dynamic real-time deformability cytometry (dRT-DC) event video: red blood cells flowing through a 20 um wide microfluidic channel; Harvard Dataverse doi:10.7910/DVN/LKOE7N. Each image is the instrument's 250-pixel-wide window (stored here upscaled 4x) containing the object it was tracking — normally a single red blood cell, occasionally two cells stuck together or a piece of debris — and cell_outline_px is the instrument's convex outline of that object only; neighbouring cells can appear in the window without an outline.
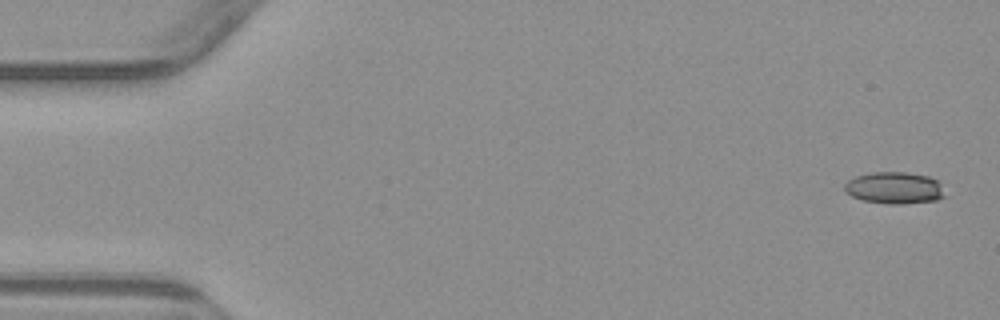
{"species": "common noctule bat (a hibernating species)", "species_latin": "Nyctalus noctula", "temperature_condition": "warm", "stored_images_in_passage": 5, "camera_frame_rate_fps": 3000, "um_per_image_px": 0.085, "animal": {"sex": "male", "body_mass_g": 23.1, "forearm_length_mm": 52.7}, "frame": {"image": 1, "passage_image": 1, "time_ms": 0.0, "image_size_px": [1000, 320], "cell_outline_px": [[948, 196], [936, 200], [900, 204], [888, 204], [860, 200], [844, 192], [844, 184], [848, 180], [856, 176], [872, 172], [904, 172], [928, 176], [940, 180]], "centroid_in_image_um": [76.06, 15.97], "position_along_channel_um": 8.9, "area_um2": 19.02}}
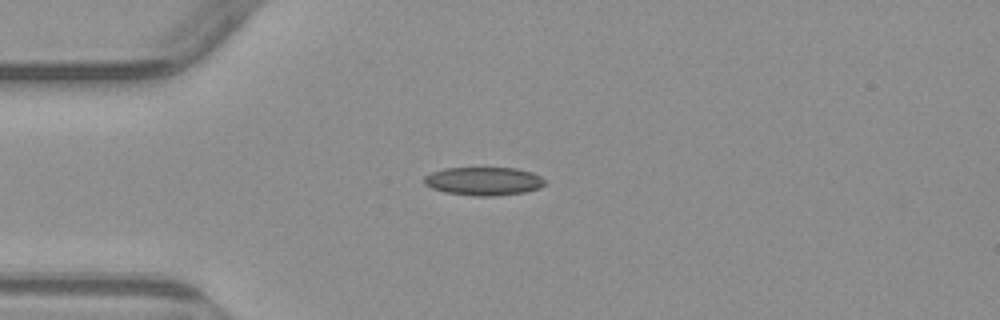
{"frame": {"image": 2, "passage_image": 4, "time_ms": 4.0, "image_size_px": [1000, 320], "cell_outline_px": [[544, 184], [540, 188], [524, 192], [492, 196], [472, 196], [444, 192], [432, 188], [424, 184], [424, 176], [432, 172], [444, 168], [516, 168], [532, 172], [540, 176], [544, 180]], "centroid_in_image_um": [41.09, 15.4], "position_along_channel_um": 43.9, "area_um2": 19.94}}
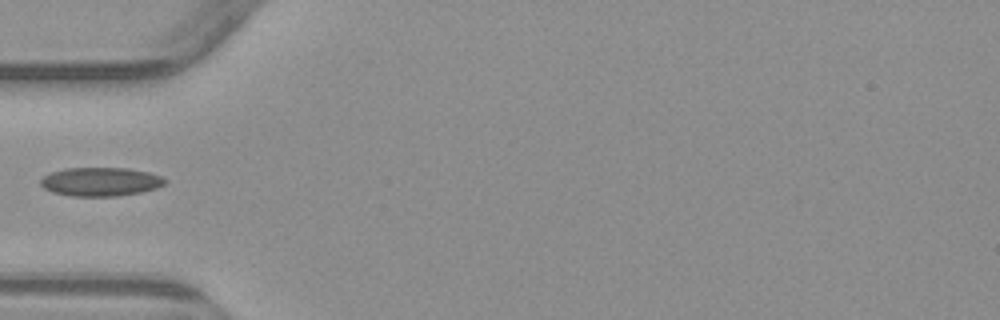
{"frame": {"image": 3, "passage_image": 5, "time_ms": 5.333, "image_size_px": [1000, 320], "cell_outline_px": [[168, 180], [164, 184], [156, 188], [140, 192], [116, 196], [72, 196], [52, 192], [44, 188], [40, 184], [40, 180], [44, 176], [52, 172], [64, 168], [128, 168], [148, 172], [160, 176]], "centroid_in_image_um": [8.54, 15.44], "position_along_channel_um": 76.5, "area_um2": 20.75}}